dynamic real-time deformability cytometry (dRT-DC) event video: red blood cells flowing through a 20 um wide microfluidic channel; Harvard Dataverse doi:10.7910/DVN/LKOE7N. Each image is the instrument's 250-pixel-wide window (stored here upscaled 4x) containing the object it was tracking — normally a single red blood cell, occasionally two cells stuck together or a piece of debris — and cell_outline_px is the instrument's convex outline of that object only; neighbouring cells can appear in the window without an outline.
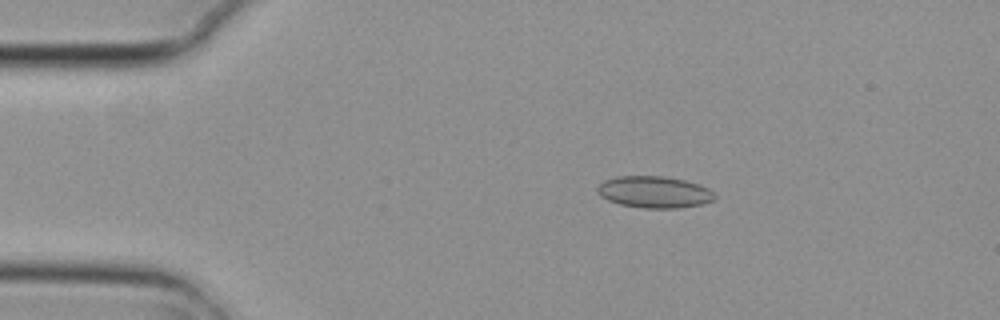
{"species": "common noctule bat (a hibernating species)", "species_latin": "Nyctalus noctula", "temperature_condition": "cold", "stored_images_in_passage": 7, "camera_frame_rate_fps": 3000, "um_per_image_px": 0.085, "animal": {"sex": "female", "body_mass_g": 29.2, "forearm_length_mm": 56.3}, "frame": {"image": 1, "passage_image": 3, "time_ms": 0.667, "image_size_px": [1000, 320], "cell_outline_px": [[716, 200], [700, 204], [676, 208], [644, 208], [620, 204], [608, 200], [600, 196], [596, 192], [596, 188], [604, 180], [616, 176], [664, 176], [684, 180], [700, 184], [708, 188], [716, 196]], "centroid_in_image_um": [55.6, 16.32], "position_along_channel_um": 29.4, "area_um2": 21.73}}
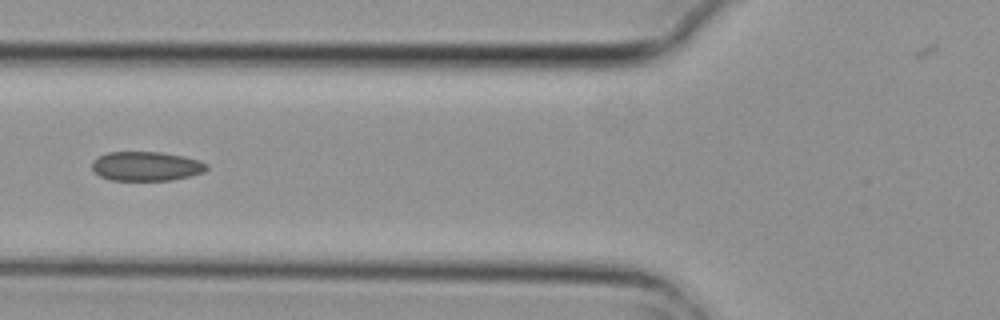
{"frame": {"image": 2, "passage_image": 6, "time_ms": 1.667, "image_size_px": [1000, 320], "cell_outline_px": [[208, 168], [204, 172], [172, 180], [112, 180], [100, 176], [92, 168], [92, 160], [108, 152], [160, 152], [184, 156], [200, 160], [208, 164]], "centroid_in_image_um": [12.45, 14.12], "position_along_channel_um": 113.3, "area_um2": 19.54}}
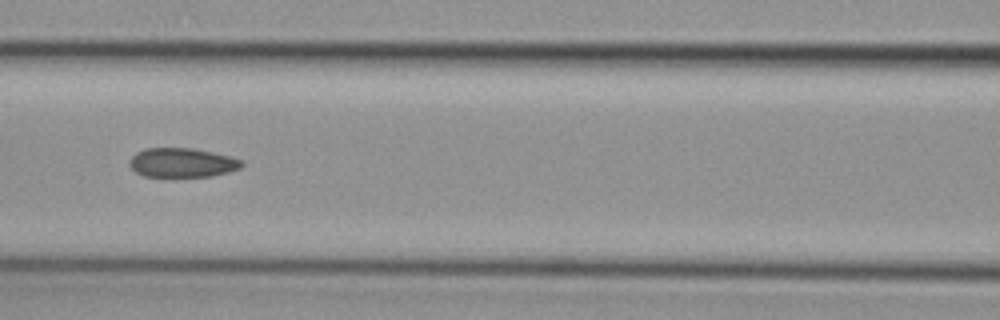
{"frame": {"image": 3, "passage_image": 7, "time_ms": 2.0, "image_size_px": [1000, 320], "cell_outline_px": [[244, 164], [240, 168], [228, 172], [212, 176], [144, 176], [136, 172], [128, 164], [128, 160], [136, 152], [144, 148], [192, 148], [212, 152], [244, 160]], "centroid_in_image_um": [15.47, 13.82], "position_along_channel_um": 151.1, "area_um2": 19.13}}